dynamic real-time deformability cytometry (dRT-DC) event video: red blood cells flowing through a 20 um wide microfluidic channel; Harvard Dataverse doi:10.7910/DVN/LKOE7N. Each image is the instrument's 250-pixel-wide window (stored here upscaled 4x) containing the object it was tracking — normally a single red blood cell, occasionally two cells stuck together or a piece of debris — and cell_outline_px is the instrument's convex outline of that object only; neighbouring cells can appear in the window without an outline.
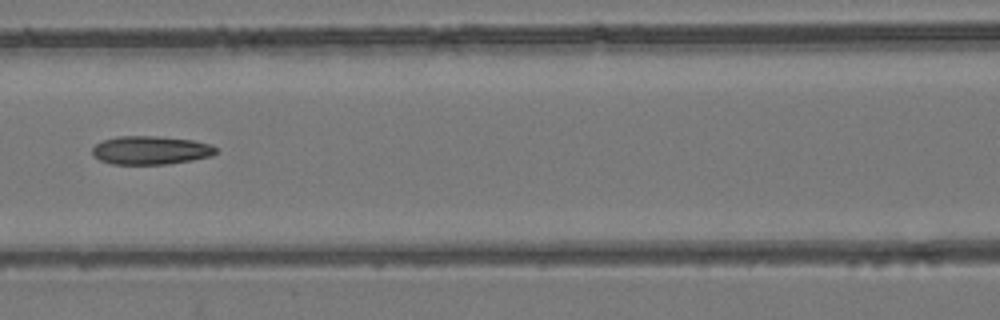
{"species": "common noctule bat (a hibernating species)", "species_latin": "Nyctalus noctula", "temperature_condition": "room temperature", "stored_images_in_passage": 7, "camera_frame_rate_fps": 3000, "um_per_image_px": 0.085, "animal": {"sex": "female", "body_mass_g": 24.6, "forearm_length_mm": 56.2}, "frame": {"image": 1, "passage_image": 6, "time_ms": 6.667, "image_size_px": [1000, 320], "cell_outline_px": [[216, 152], [212, 156], [192, 160], [168, 164], [112, 164], [100, 160], [92, 156], [92, 148], [96, 144], [104, 140], [116, 136], [156, 136], [192, 140], [212, 144], [216, 148]], "centroid_in_image_um": [12.8, 12.77], "position_along_channel_um": 153.8, "area_um2": 20.58}}
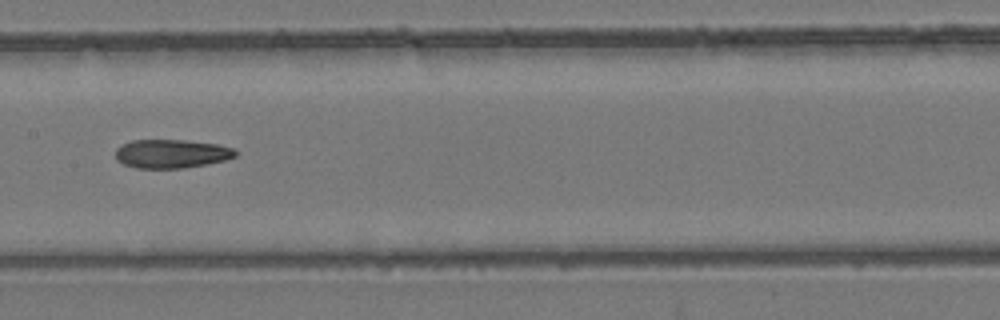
{"frame": {"image": 2, "passage_image": 7, "time_ms": 7.667, "image_size_px": [1000, 320], "cell_outline_px": [[236, 156], [224, 160], [184, 168], [136, 168], [124, 164], [116, 160], [116, 148], [132, 140], [184, 140], [216, 144], [232, 148], [236, 152]], "centroid_in_image_um": [14.54, 13.07], "position_along_channel_um": 192.9, "area_um2": 19.83}}